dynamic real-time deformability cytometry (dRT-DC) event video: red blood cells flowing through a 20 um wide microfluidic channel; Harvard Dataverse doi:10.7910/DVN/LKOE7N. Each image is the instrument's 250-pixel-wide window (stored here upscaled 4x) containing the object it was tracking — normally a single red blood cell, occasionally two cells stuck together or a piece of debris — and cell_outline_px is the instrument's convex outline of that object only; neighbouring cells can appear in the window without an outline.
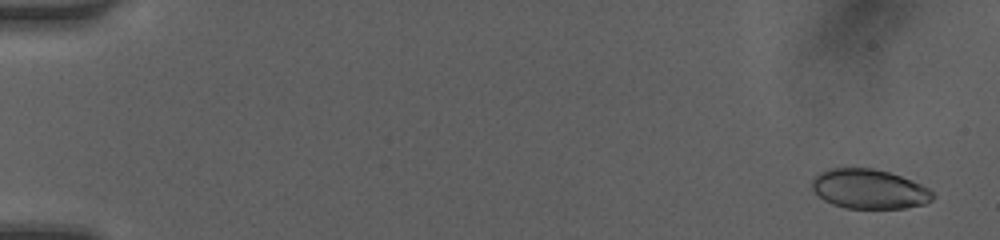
{"species": "human", "species_latin": "Homo sapiens", "temperature_condition": "room temperature", "stored_images_in_passage": 12, "camera_frame_rate_fps": 3000, "um_per_image_px": 0.085, "donor": {"sex": "female"}, "frame": {"image": 1, "passage_image": 1, "time_ms": 0.0, "image_size_px": [1000, 240], "cell_outline_px": [[936, 196], [932, 200], [924, 204], [904, 208], [848, 208], [832, 204], [824, 200], [812, 188], [812, 180], [820, 172], [832, 168], [872, 168], [888, 172], [900, 176], [920, 184], [928, 188]], "centroid_in_image_um": [73.89, 16.07], "position_along_channel_um": 11.1, "area_um2": 27.57}}
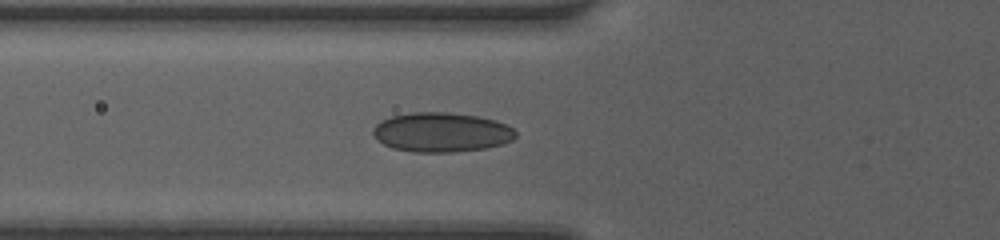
{"frame": {"image": 2, "passage_image": 9, "time_ms": 2.667, "image_size_px": [1000, 240], "cell_outline_px": [[516, 136], [512, 140], [504, 144], [488, 148], [456, 152], [416, 152], [392, 148], [376, 140], [372, 132], [376, 124], [392, 116], [412, 112], [448, 112], [476, 116], [496, 120], [512, 128], [516, 132]], "centroid_in_image_um": [37.54, 11.25], "position_along_channel_um": 88.3, "area_um2": 32.89}}
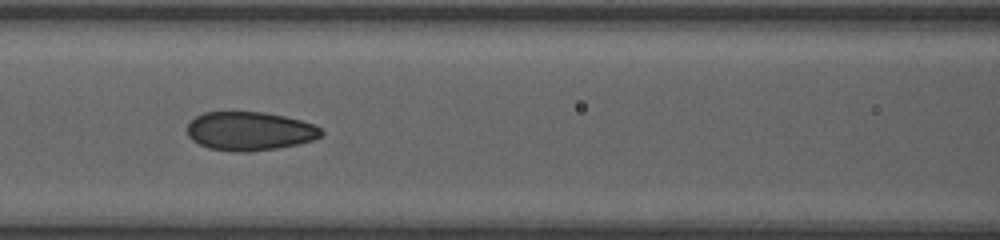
{"frame": {"image": 3, "passage_image": 11, "time_ms": 3.333, "image_size_px": [1000, 240], "cell_outline_px": [[324, 132], [320, 136], [312, 140], [296, 144], [276, 148], [248, 152], [232, 152], [208, 148], [192, 140], [188, 136], [188, 124], [196, 116], [204, 112], [264, 112], [284, 116], [300, 120], [312, 124], [320, 128]], "centroid_in_image_um": [21.2, 11.15], "position_along_channel_um": 145.4, "area_um2": 30.11}}